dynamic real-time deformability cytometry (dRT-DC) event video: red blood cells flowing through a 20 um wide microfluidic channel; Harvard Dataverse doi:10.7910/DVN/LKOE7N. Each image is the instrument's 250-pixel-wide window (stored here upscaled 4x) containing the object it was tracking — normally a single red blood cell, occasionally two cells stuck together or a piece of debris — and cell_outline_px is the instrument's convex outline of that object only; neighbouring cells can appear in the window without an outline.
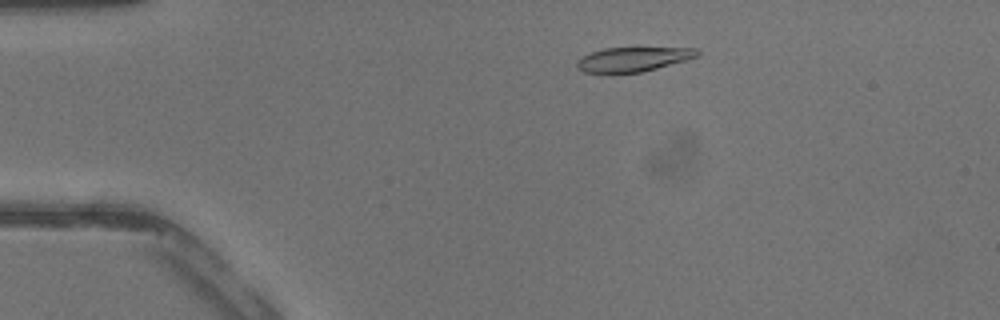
{"species": "common noctule bat (a hibernating species)", "species_latin": "Nyctalus noctula", "temperature_condition": "warm", "stored_images_in_passage": 41, "camera_frame_rate_fps": 3000, "um_per_image_px": 0.085, "animal": {"sex": "male", "body_mass_g": 13.3}, "frame": {"image": 1, "passage_image": 8, "time_ms": 2.333, "image_size_px": [1000, 320], "cell_outline_px": [[700, 56], [688, 60], [640, 72], [612, 76], [608, 76], [584, 72], [576, 64], [584, 56], [592, 52], [604, 48], [700, 48]], "centroid_in_image_um": [53.83, 5.08], "position_along_channel_um": 31.2, "area_um2": 17.63}}
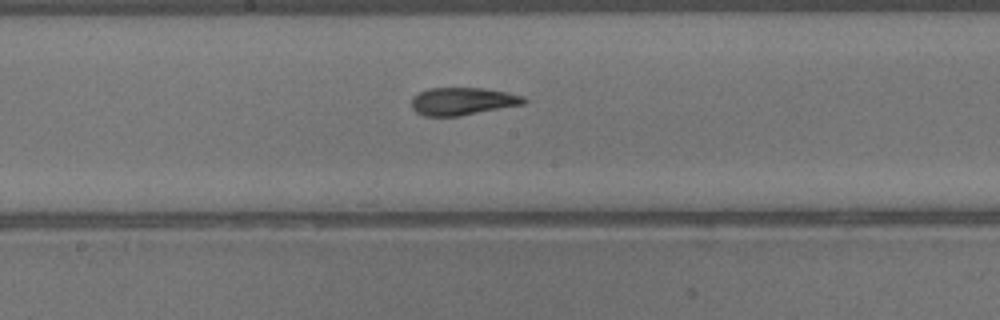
{"frame": {"image": 2, "passage_image": 22, "time_ms": 7.0, "image_size_px": [1000, 320], "cell_outline_px": [[528, 100], [524, 104], [460, 116], [424, 116], [416, 112], [412, 108], [412, 96], [428, 88], [484, 88], [508, 92], [524, 96]], "centroid_in_image_um": [39.33, 8.6], "position_along_channel_um": 208.9, "area_um2": 18.21}}
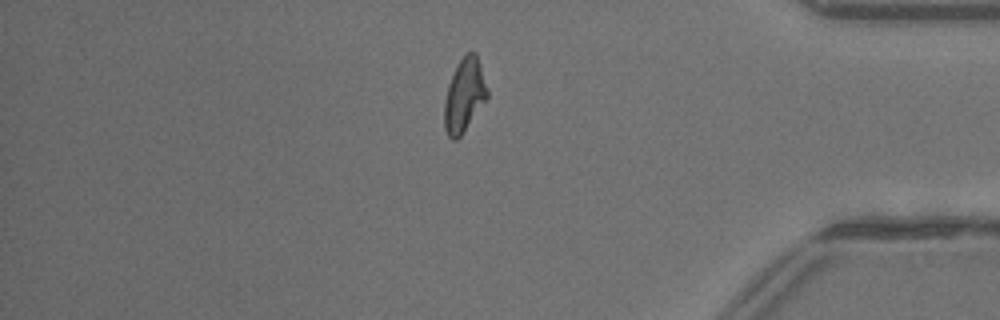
{"frame": {"image": 3, "passage_image": 35, "time_ms": 11.333, "image_size_px": [1000, 320], "cell_outline_px": [[488, 96], [460, 136], [456, 140], [452, 140], [448, 136], [444, 128], [444, 100], [448, 84], [460, 60], [468, 52], [476, 52], [488, 92]], "centroid_in_image_um": [39.44, 8.12], "position_along_channel_um": 395.8, "area_um2": 17.92}}